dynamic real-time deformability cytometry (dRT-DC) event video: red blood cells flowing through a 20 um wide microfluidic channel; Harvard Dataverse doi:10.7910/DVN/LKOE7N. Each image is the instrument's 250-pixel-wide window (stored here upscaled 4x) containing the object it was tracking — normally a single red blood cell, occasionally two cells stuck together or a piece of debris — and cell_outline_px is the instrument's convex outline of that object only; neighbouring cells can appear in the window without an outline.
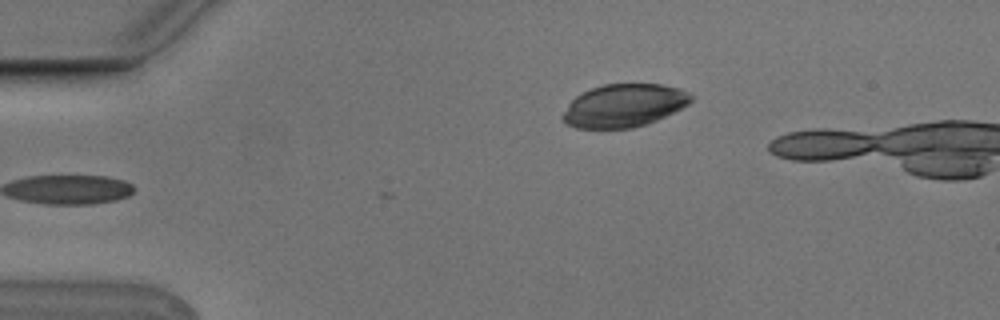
{"species": "Egyptian fruit bat (a non-hibernating species)", "species_latin": "Rousettus aegyptiacus", "temperature_condition": "cold", "stored_images_in_passage": 5, "camera_frame_rate_fps": 3000, "um_per_image_px": 0.085, "animal": {"sex": "male"}, "frame": {"image": 1, "passage_image": 5, "time_ms": 1.333, "image_size_px": [1000, 320], "cell_outline_px": [[692, 100], [688, 104], [656, 120], [632, 128], [576, 128], [568, 124], [560, 116], [568, 104], [576, 96], [592, 88], [604, 84], [660, 84], [680, 88], [688, 92], [692, 96]], "centroid_in_image_um": [53.02, 8.97], "position_along_channel_um": 32.0, "area_um2": 31.79}}